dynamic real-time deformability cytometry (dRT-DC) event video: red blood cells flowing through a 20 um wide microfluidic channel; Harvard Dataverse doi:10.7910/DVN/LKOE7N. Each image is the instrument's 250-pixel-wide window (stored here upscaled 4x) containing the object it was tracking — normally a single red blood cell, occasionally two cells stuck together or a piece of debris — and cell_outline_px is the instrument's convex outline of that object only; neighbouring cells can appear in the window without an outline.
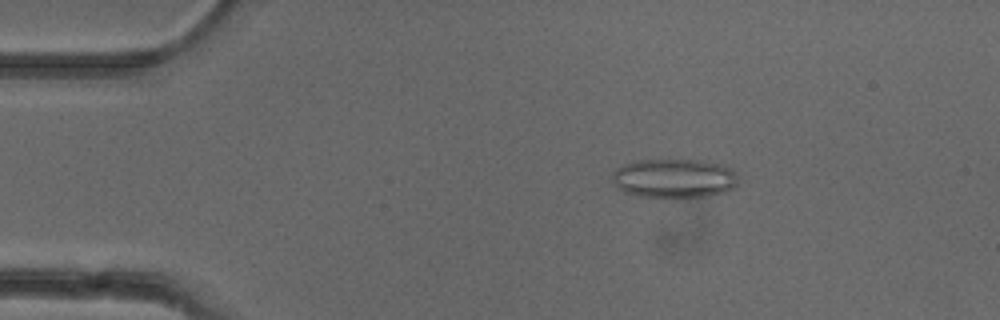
{"species": "common noctule bat (a hibernating species)", "species_latin": "Nyctalus noctula", "temperature_condition": "cold", "stored_images_in_passage": 6, "camera_frame_rate_fps": 3000, "um_per_image_px": 0.085, "animal": {"sex": "female"}, "frame": {"image": 1, "passage_image": 3, "time_ms": 0.667, "image_size_px": [1000, 320], "cell_outline_px": [[736, 184], [732, 188], [724, 192], [704, 196], [676, 200], [640, 196], [624, 192], [612, 180], [612, 176], [616, 168], [624, 164], [636, 160], [700, 160], [724, 164], [732, 168], [736, 172]], "centroid_in_image_um": [57.31, 15.18], "position_along_channel_um": 27.7, "area_um2": 29.3}}